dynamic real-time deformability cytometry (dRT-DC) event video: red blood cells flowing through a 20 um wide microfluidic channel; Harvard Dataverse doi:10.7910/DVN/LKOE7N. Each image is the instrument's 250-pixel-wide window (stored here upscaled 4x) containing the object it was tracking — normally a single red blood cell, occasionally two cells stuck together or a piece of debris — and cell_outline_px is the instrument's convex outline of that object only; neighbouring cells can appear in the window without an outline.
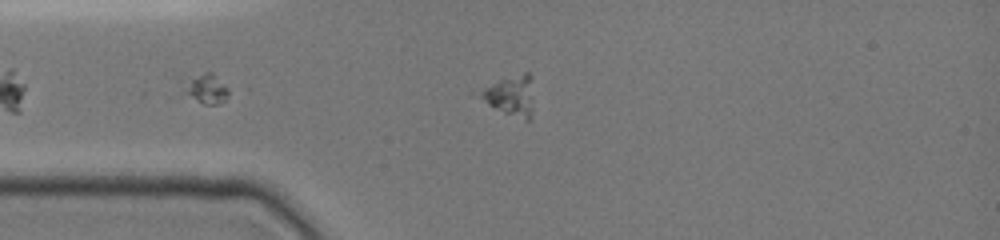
{"species": "common noctule bat (a hibernating species)", "species_latin": "Nyctalus noctula", "temperature_condition": "cold", "stored_images_in_passage": 2, "camera_frame_rate_fps": 3000, "um_per_image_px": 0.085, "animal": {"sex": "female", "body_mass_g": 19.0, "forearm_length_mm": 51.5}, "frame": {"image": 1, "passage_image": 1, "time_ms": 0.0, "image_size_px": [1000, 240], "cell_outline_px": [[532, 108], [528, 120], [524, 120], [504, 112], [488, 104], [480, 96], [484, 88], [500, 80], [524, 72], [528, 72], [532, 76]], "centroid_in_image_um": [43.47, 8.11], "position_along_channel_um": 41.5, "area_um2": 12.02}}